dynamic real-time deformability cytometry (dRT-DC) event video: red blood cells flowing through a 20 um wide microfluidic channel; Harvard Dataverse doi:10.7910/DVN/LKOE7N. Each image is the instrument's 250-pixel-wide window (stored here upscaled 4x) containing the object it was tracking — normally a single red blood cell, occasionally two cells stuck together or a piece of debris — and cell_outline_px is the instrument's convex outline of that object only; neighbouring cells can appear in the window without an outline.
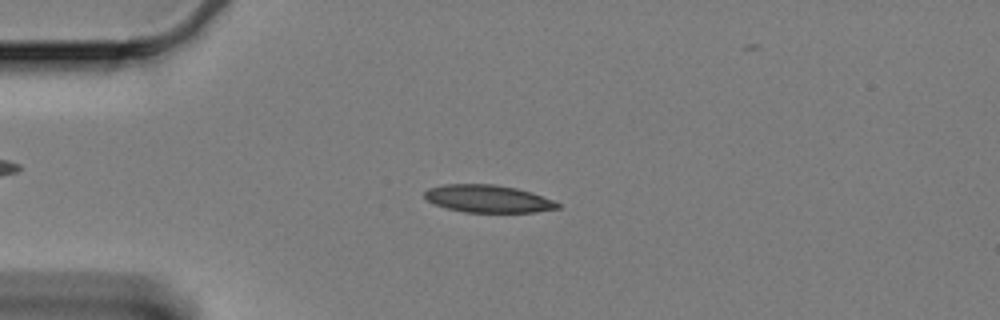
{"species": "Egyptian fruit bat (a non-hibernating species)", "species_latin": "Rousettus aegyptiacus", "temperature_condition": "cold", "stored_images_in_passage": 59, "camera_frame_rate_fps": 3000, "um_per_image_px": 0.085, "animal": {"sex": "female"}, "frame": {"image": 1, "passage_image": 14, "time_ms": 4.333, "image_size_px": [1000, 320], "cell_outline_px": [[560, 208], [536, 212], [464, 212], [448, 208], [436, 204], [428, 200], [424, 196], [424, 192], [428, 188], [444, 184], [492, 184], [516, 188], [532, 192], [552, 200], [560, 204]], "centroid_in_image_um": [41.49, 16.89], "position_along_channel_um": 43.5, "area_um2": 21.21}}
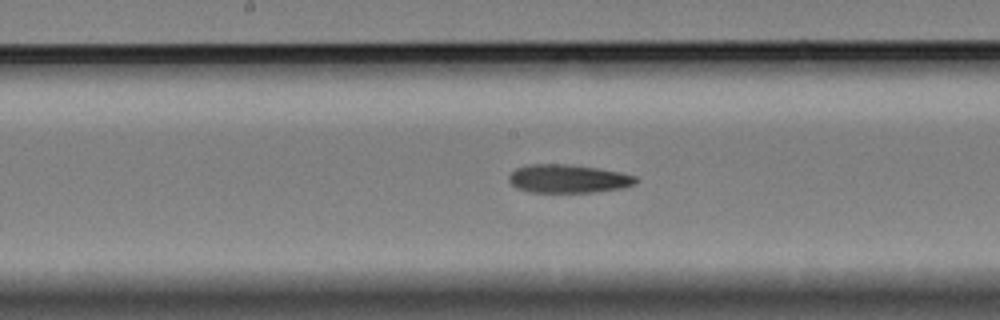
{"frame": {"image": 2, "passage_image": 30, "time_ms": 9.667, "image_size_px": [1000, 320], "cell_outline_px": [[640, 180], [636, 184], [624, 188], [592, 192], [528, 192], [516, 188], [508, 180], [508, 176], [516, 168], [528, 164], [568, 164], [596, 168], [620, 172], [636, 176]], "centroid_in_image_um": [48.31, 15.19], "position_along_channel_um": 199.9, "area_um2": 21.15}}
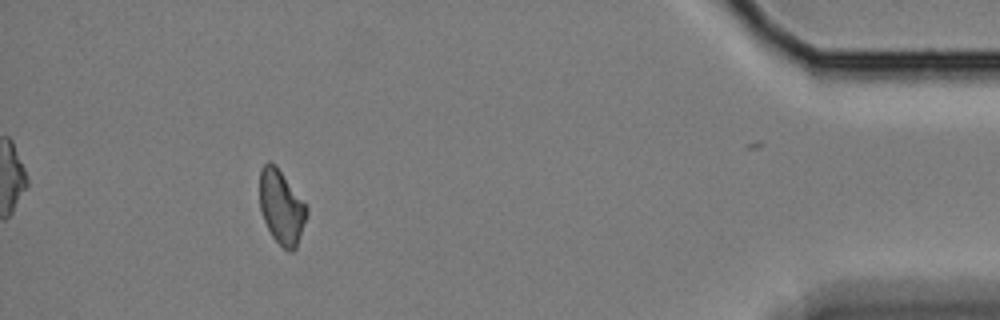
{"frame": {"image": 3, "passage_image": 54, "time_ms": 17.667, "image_size_px": [1000, 320], "cell_outline_px": [[308, 216], [296, 248], [292, 252], [288, 252], [272, 236], [264, 220], [260, 208], [260, 168], [268, 160], [276, 164], [308, 208]], "centroid_in_image_um": [23.93, 17.59], "position_along_channel_um": 411.3, "area_um2": 20.35}}